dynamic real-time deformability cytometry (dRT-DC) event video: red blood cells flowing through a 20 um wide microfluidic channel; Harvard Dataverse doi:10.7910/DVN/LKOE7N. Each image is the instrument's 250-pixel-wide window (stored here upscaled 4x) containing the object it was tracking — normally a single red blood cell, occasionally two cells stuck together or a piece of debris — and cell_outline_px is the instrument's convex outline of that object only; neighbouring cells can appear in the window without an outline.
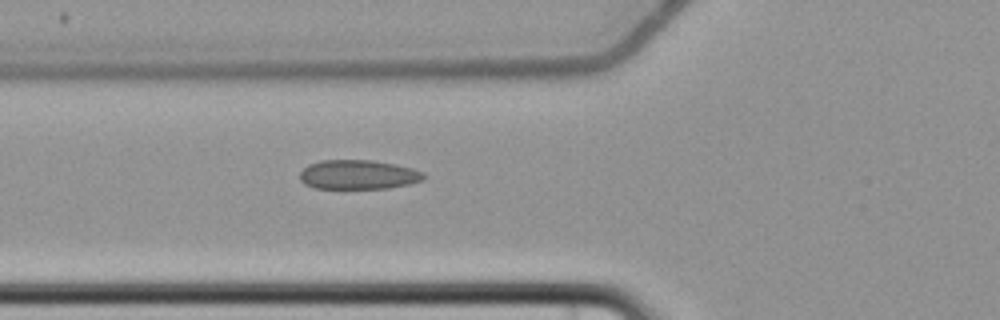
{"species": "common noctule bat (a hibernating species)", "species_latin": "Nyctalus noctula", "temperature_condition": "cold", "stored_images_in_passage": 6, "camera_frame_rate_fps": 3000, "um_per_image_px": 0.085, "animal": {"sex": "female", "body_mass_g": 22.7, "forearm_length_mm": 54.2}, "frame": {"image": 1, "passage_image": 6, "time_ms": 6.667, "image_size_px": [1000, 320], "cell_outline_px": [[424, 180], [408, 184], [388, 188], [312, 188], [304, 184], [300, 180], [300, 172], [308, 164], [320, 160], [372, 160], [396, 164], [412, 168], [424, 172]], "centroid_in_image_um": [30.43, 14.84], "position_along_channel_um": 95.4, "area_um2": 21.27}}